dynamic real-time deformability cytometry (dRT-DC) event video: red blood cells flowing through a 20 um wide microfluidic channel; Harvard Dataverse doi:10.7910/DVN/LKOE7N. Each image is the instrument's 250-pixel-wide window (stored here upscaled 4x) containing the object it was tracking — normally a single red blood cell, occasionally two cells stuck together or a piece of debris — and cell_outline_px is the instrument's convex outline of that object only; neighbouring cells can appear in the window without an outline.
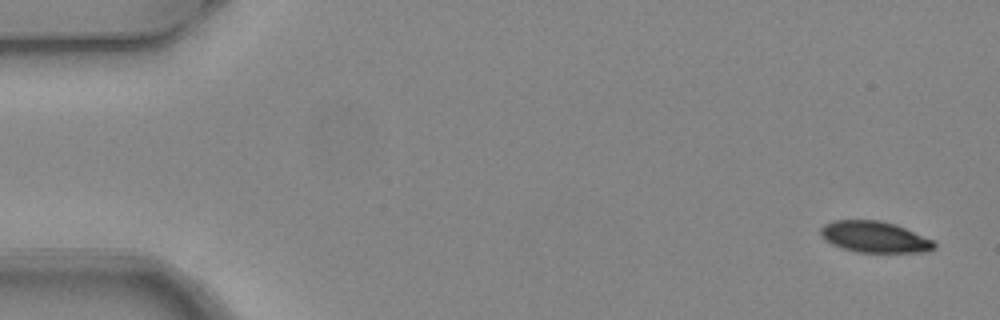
{"species": "common noctule bat (a hibernating species)", "species_latin": "Nyctalus noctula", "temperature_condition": "warm", "stored_images_in_passage": 4, "camera_frame_rate_fps": 3000, "um_per_image_px": 0.085, "animal": {"sex": "female", "body_mass_g": 24.6, "forearm_length_mm": 56.2}, "frame": {"image": 1, "passage_image": 1, "time_ms": 0.0, "image_size_px": [1000, 320], "cell_outline_px": [[936, 248], [924, 252], [856, 252], [832, 244], [824, 240], [820, 236], [820, 228], [824, 224], [832, 220], [880, 220], [896, 224], [932, 240], [936, 244]], "centroid_in_image_um": [74.31, 20.13], "position_along_channel_um": 10.7, "area_um2": 20.69}}
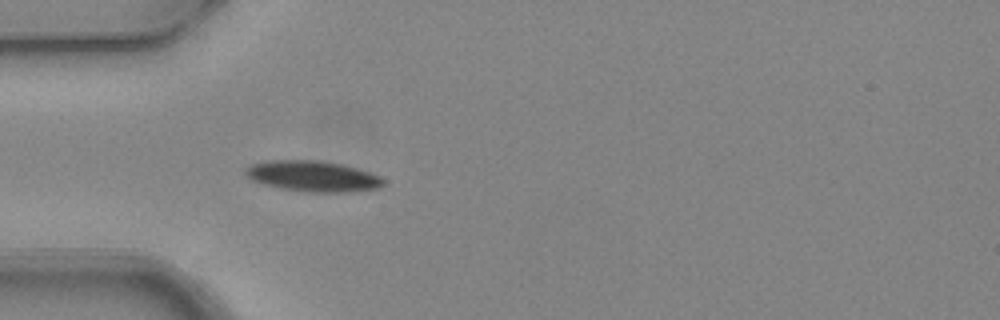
{"frame": {"image": 2, "passage_image": 4, "time_ms": 1.0, "image_size_px": [1000, 320], "cell_outline_px": [[384, 184], [380, 188], [348, 192], [304, 192], [264, 184], [252, 180], [244, 172], [244, 168], [252, 164], [268, 160], [316, 160], [344, 164], [380, 176], [384, 180]], "centroid_in_image_um": [26.6, 14.97], "position_along_channel_um": 58.4, "area_um2": 24.68}}